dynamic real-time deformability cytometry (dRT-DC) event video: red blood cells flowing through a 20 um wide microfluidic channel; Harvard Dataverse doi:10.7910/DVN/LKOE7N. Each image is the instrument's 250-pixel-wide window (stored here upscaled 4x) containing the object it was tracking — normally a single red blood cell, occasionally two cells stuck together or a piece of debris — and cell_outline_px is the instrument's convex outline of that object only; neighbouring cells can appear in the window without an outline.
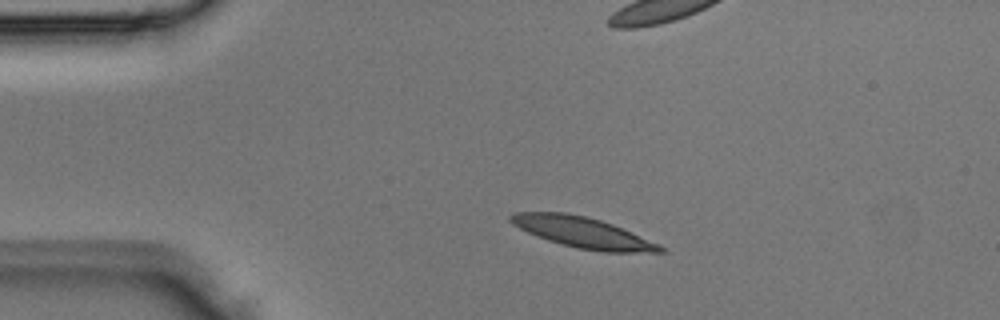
{"species": "Egyptian fruit bat (a non-hibernating species)", "species_latin": "Rousettus aegyptiacus", "temperature_condition": "room temperature", "stored_images_in_passage": 4, "camera_frame_rate_fps": 3000, "um_per_image_px": 0.085, "animal": {"sex": "male"}, "frame": {"image": 1, "passage_image": 2, "time_ms": 0.333, "image_size_px": [1000, 320], "cell_outline_px": [[664, 252], [600, 252], [576, 248], [548, 240], [536, 236], [512, 224], [508, 220], [508, 216], [516, 212], [564, 212], [584, 216], [600, 220], [612, 224], [660, 244], [664, 248]], "centroid_in_image_um": [49.52, 19.76], "position_along_channel_um": 35.5, "area_um2": 26.65}}
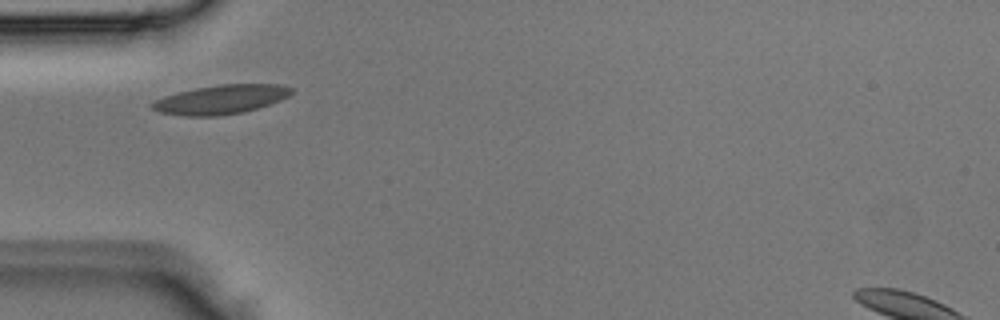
{"frame": {"image": 2, "passage_image": 4, "time_ms": 1.0, "image_size_px": [1000, 320], "cell_outline_px": [[296, 92], [280, 100], [244, 112], [216, 116], [184, 116], [160, 112], [152, 108], [148, 104], [164, 96], [196, 88], [220, 84], [280, 84], [292, 88]], "centroid_in_image_um": [18.79, 8.45], "position_along_channel_um": 66.2, "area_um2": 23.52}}